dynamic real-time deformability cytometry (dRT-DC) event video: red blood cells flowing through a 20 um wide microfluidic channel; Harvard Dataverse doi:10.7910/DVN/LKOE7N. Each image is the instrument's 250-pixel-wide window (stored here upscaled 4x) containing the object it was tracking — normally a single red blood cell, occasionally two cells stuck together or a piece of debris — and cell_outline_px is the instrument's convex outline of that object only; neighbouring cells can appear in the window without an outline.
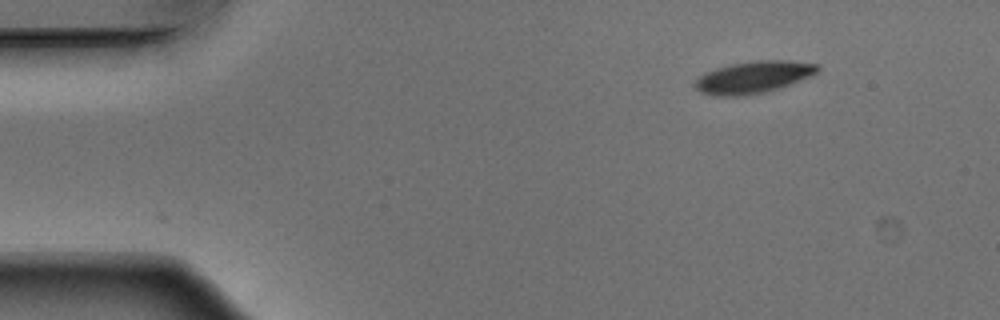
{"species": "Egyptian fruit bat (a non-hibernating species)", "species_latin": "Rousettus aegyptiacus", "temperature_condition": "warm", "stored_images_in_passage": 47, "camera_frame_rate_fps": 3000, "um_per_image_px": 0.085, "animal": {"sex": "male"}, "frame": {"image": 1, "passage_image": 1, "time_ms": 0.0, "image_size_px": [1000, 320], "cell_outline_px": [[820, 68], [816, 72], [808, 76], [788, 84], [764, 92], [744, 96], [712, 96], [700, 92], [692, 84], [704, 72], [716, 68], [732, 64], [756, 60], [788, 60], [816, 64]], "centroid_in_image_um": [63.95, 6.56], "position_along_channel_um": 21.0, "area_um2": 22.6}}
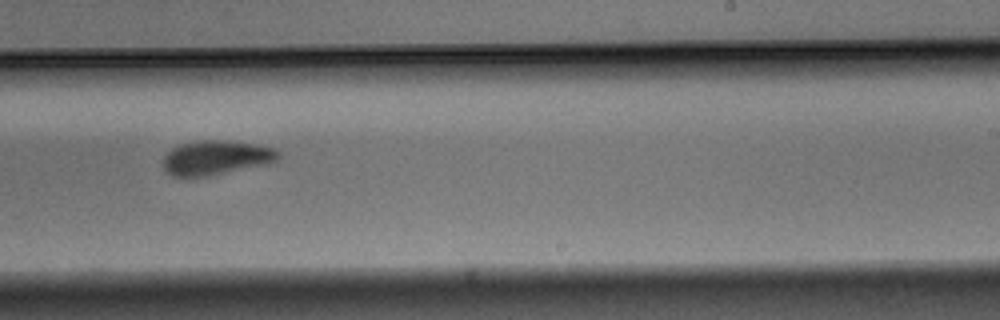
{"frame": {"image": 2, "passage_image": 27, "time_ms": 8.667, "image_size_px": [1000, 320], "cell_outline_px": [[280, 156], [276, 160], [268, 164], [212, 176], [172, 176], [164, 168], [164, 156], [172, 148], [180, 144], [196, 140], [220, 140], [256, 144], [272, 148], [280, 152]], "centroid_in_image_um": [18.38, 13.4], "position_along_channel_um": 270.6, "area_um2": 23.12}}
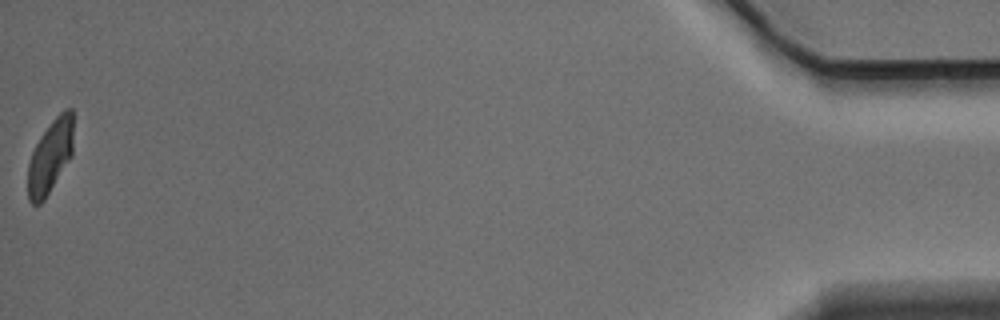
{"frame": {"image": 3, "passage_image": 47, "time_ms": 15.333, "image_size_px": [1000, 320], "cell_outline_px": [[72, 156], [44, 200], [40, 204], [32, 204], [28, 200], [28, 164], [32, 152], [40, 136], [52, 120], [64, 108], [72, 108]], "centroid_in_image_um": [4.26, 13.3], "position_along_channel_um": 430.9, "area_um2": 19.36}, "authors_computed_cell_mechanics": {"area_um2": 23.0044, "velocity_mm_per_s": 3.8591, "shape_relaxation_time_tau1_ms": 3.3481, "shape_relaxation_time_tau2_ms": 3.0999, "deformation_change_tau1": 0.1351, "deformation_change_tau2": 0.0769}}